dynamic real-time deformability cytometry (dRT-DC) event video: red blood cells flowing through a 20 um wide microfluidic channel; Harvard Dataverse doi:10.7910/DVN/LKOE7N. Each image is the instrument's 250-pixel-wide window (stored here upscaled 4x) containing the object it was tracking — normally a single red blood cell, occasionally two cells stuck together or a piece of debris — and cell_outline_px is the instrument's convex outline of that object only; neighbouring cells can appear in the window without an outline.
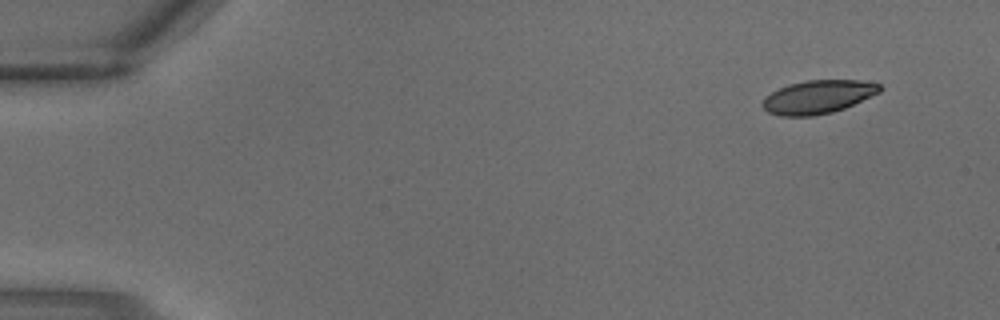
{"species": "common noctule bat (a hibernating species)", "species_latin": "Nyctalus noctula", "temperature_condition": "warm", "stored_images_in_passage": 4, "segment_of_instrument_passage": [2, 2], "camera_frame_rate_fps": 3000, "um_per_image_px": 0.085, "animal": {"sex": "male", "body_mass_g": 18.8}, "frame": {"image": 1, "passage_image": 4, "time_ms": 1.0, "image_size_px": [1000, 320], "cell_outline_px": [[884, 88], [880, 92], [844, 108], [832, 112], [812, 116], [780, 116], [768, 112], [760, 104], [764, 96], [788, 84], [808, 80], [860, 80], [880, 84]], "centroid_in_image_um": [69.51, 8.23], "position_along_channel_um": 15.5, "area_um2": 22.83}}